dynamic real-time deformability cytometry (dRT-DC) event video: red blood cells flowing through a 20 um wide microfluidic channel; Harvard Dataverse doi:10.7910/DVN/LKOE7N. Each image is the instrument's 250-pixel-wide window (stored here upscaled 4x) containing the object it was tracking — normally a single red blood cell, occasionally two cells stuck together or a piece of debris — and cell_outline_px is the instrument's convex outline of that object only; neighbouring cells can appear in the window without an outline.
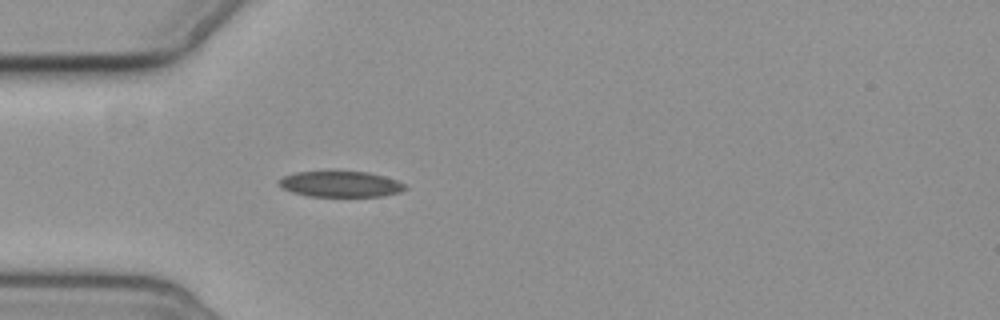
{"species": "common noctule bat (a hibernating species)", "species_latin": "Nyctalus noctula", "temperature_condition": "cold", "stored_images_in_passage": 4, "camera_frame_rate_fps": 3000, "um_per_image_px": 0.085, "animal": {"sex": "female", "body_mass_g": 19.3, "forearm_length_mm": 54.1}, "frame": {"image": 1, "passage_image": 4, "time_ms": 3.333, "image_size_px": [1000, 320], "cell_outline_px": [[408, 188], [400, 192], [384, 196], [308, 196], [292, 192], [276, 184], [284, 176], [296, 172], [332, 168], [368, 172], [384, 176], [396, 180], [404, 184]], "centroid_in_image_um": [28.92, 15.6], "position_along_channel_um": 56.1, "area_um2": 19.83}}